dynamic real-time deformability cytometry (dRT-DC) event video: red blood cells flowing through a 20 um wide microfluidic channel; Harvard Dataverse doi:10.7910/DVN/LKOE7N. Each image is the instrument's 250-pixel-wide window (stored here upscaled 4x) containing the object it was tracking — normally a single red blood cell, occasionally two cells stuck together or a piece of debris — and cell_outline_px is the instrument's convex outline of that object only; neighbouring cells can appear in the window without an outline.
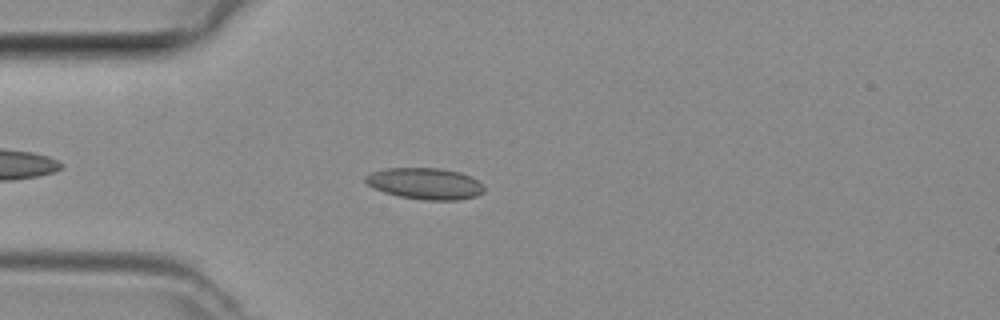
{"species": "common noctule bat (a hibernating species)", "species_latin": "Nyctalus noctula", "temperature_condition": "room temperature", "stored_images_in_passage": 39, "camera_frame_rate_fps": 3000, "um_per_image_px": 0.085, "animal": {"sex": "female", "body_mass_g": 29.2, "forearm_length_mm": 56.3}, "frame": {"image": 1, "passage_image": 5, "time_ms": 1.333, "image_size_px": [1000, 320], "cell_outline_px": [[484, 192], [476, 196], [456, 200], [424, 200], [400, 196], [384, 192], [368, 184], [364, 180], [364, 176], [372, 172], [384, 168], [440, 168], [460, 172], [472, 176], [484, 184]], "centroid_in_image_um": [36.17, 15.59], "position_along_channel_um": 48.8, "area_um2": 21.79}}
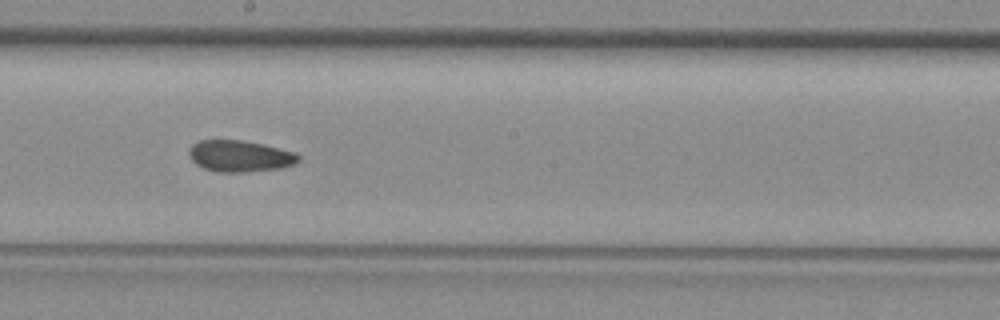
{"frame": {"image": 2, "passage_image": 18, "time_ms": 5.667, "image_size_px": [1000, 320], "cell_outline_px": [[300, 160], [296, 164], [280, 168], [244, 172], [216, 172], [204, 168], [196, 164], [192, 160], [188, 152], [192, 144], [200, 140], [240, 140], [264, 144], [296, 152], [300, 156]], "centroid_in_image_um": [20.41, 13.26], "position_along_channel_um": 227.8, "area_um2": 20.17}}
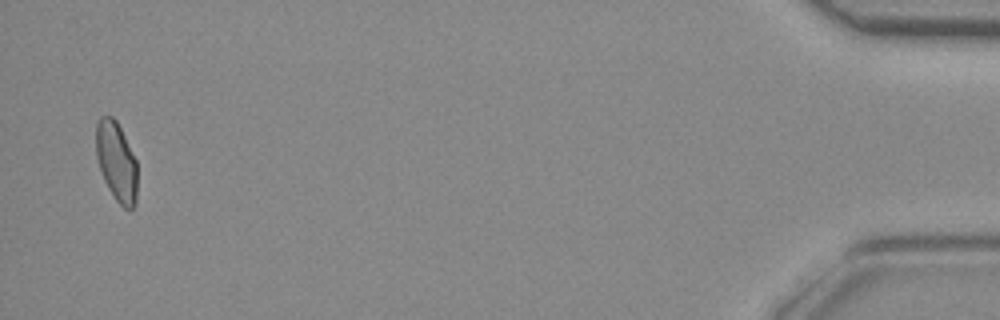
{"frame": {"image": 3, "passage_image": 38, "time_ms": 12.333, "image_size_px": [1000, 320], "cell_outline_px": [[136, 204], [132, 208], [124, 208], [116, 200], [108, 188], [104, 180], [96, 156], [96, 124], [100, 116], [112, 116], [116, 120], [136, 160]], "centroid_in_image_um": [9.88, 13.72], "position_along_channel_um": 425.3, "area_um2": 18.84}}